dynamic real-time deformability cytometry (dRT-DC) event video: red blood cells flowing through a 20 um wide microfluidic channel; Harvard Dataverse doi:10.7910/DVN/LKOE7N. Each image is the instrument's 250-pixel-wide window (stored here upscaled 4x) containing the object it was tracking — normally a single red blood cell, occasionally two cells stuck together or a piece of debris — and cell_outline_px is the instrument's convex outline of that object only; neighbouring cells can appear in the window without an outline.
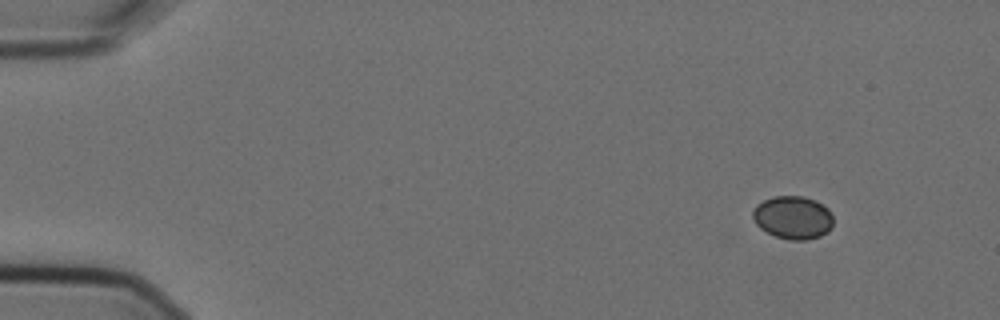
{"species": "Egyptian fruit bat (a non-hibernating species)", "species_latin": "Rousettus aegyptiacus", "temperature_condition": "cold", "stored_images_in_passage": 6, "camera_frame_rate_fps": 3000, "um_per_image_px": 0.085, "animal": {"sex": "female"}, "frame": {"image": 1, "passage_image": 1, "time_ms": 0.0, "image_size_px": [1000, 320], "cell_outline_px": [[832, 228], [828, 232], [820, 236], [804, 240], [788, 240], [776, 236], [760, 228], [756, 224], [752, 216], [752, 212], [756, 204], [772, 196], [804, 196], [816, 200], [828, 208], [832, 216]], "centroid_in_image_um": [67.4, 18.48], "position_along_channel_um": 17.6, "area_um2": 20.35}}
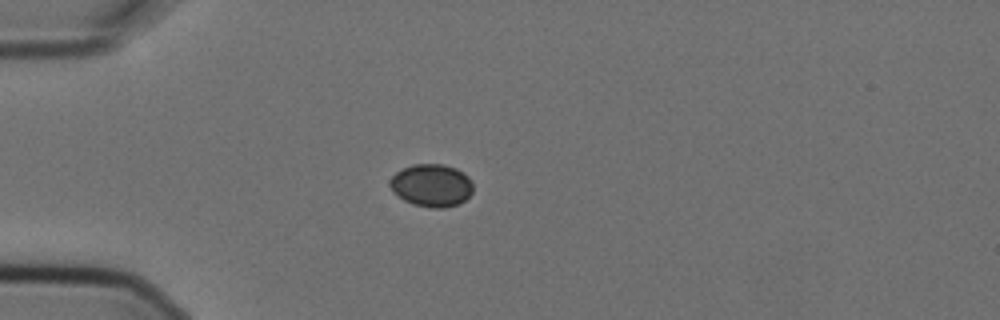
{"frame": {"image": 2, "passage_image": 4, "time_ms": 1.0, "image_size_px": [1000, 320], "cell_outline_px": [[472, 192], [464, 200], [456, 204], [444, 208], [432, 208], [412, 204], [404, 200], [392, 192], [388, 184], [388, 180], [396, 172], [412, 164], [444, 164], [456, 168], [468, 176], [472, 184]], "centroid_in_image_um": [36.64, 15.75], "position_along_channel_um": 48.4, "area_um2": 20.75}}
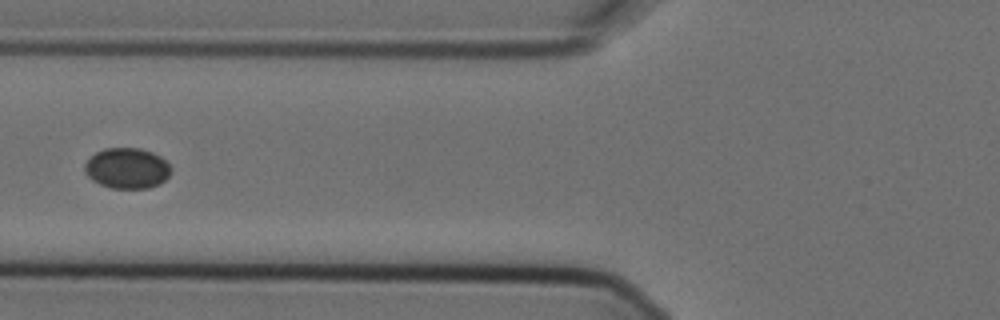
{"frame": {"image": 3, "passage_image": 6, "time_ms": 1.667, "image_size_px": [1000, 320], "cell_outline_px": [[172, 172], [160, 184], [148, 188], [112, 188], [100, 184], [92, 180], [84, 172], [84, 164], [96, 152], [104, 148], [140, 148], [152, 152], [160, 156], [172, 168]], "centroid_in_image_um": [10.8, 14.3], "position_along_channel_um": 115.0, "area_um2": 20.46}}